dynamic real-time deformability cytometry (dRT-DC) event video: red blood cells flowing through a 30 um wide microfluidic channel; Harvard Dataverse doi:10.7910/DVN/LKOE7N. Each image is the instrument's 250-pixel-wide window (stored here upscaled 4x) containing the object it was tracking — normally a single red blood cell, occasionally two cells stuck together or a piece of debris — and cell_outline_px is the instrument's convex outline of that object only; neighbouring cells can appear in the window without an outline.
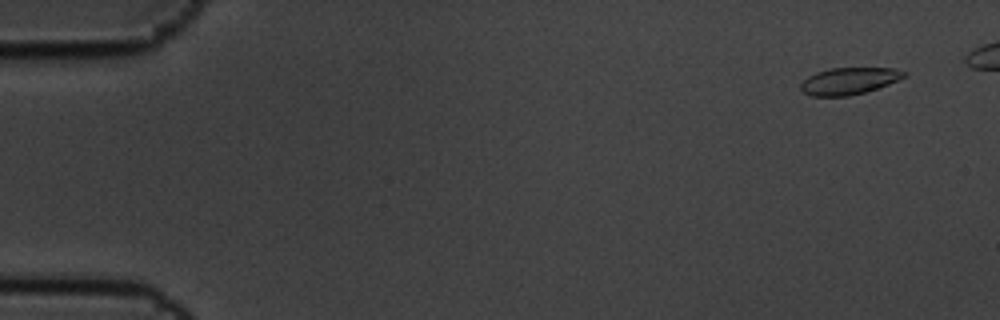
{"species": "common noctule bat (a hibernating species)", "species_latin": "Nyctalus noctula", "temperature_condition": "cold", "stored_images_in_passage": 5, "camera_frame_rate_fps": 3000, "um_per_image_px": 0.085, "animal": {"sex": "male", "body_mass_g": 19.5, "forearm_length_mm": 54.6}, "frame": {"image": 1, "passage_image": 1, "time_ms": 0.0, "image_size_px": [1000, 320], "cell_outline_px": [[908, 76], [868, 92], [848, 96], [812, 96], [804, 92], [800, 88], [800, 84], [808, 76], [816, 72], [832, 68], [892, 68], [908, 72]], "centroid_in_image_um": [72.2, 6.88], "position_along_channel_um": 12.8, "area_um2": 16.3}}